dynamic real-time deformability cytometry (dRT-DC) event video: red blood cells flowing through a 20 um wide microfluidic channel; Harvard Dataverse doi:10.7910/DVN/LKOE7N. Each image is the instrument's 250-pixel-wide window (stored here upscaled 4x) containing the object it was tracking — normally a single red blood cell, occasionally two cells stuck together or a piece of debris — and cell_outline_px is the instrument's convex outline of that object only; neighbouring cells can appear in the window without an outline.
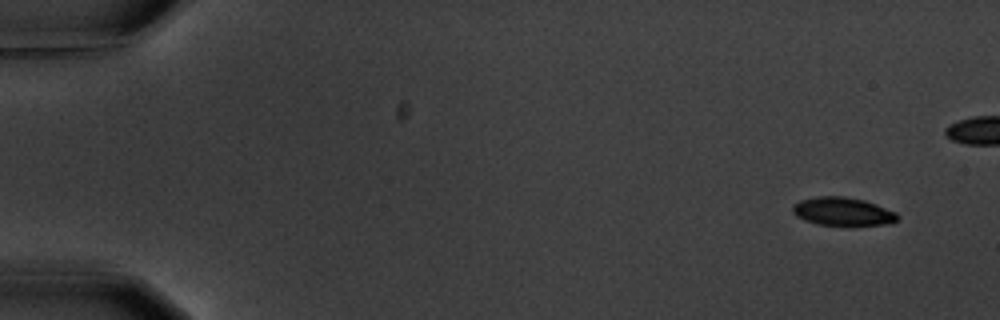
{"species": "common noctule bat (a hibernating species)", "species_latin": "Nyctalus noctula", "temperature_condition": "warm", "stored_images_in_passage": 5, "camera_frame_rate_fps": 3000, "um_per_image_px": 0.085, "animal": {"sex": "male", "body_mass_g": 20.1, "forearm_length_mm": 53.5}, "frame": {"image": 1, "passage_image": 1, "time_ms": 0.0, "image_size_px": [1000, 320], "cell_outline_px": [[900, 216], [892, 224], [848, 228], [816, 224], [804, 220], [796, 216], [792, 212], [792, 204], [800, 200], [820, 196], [844, 196], [864, 200], [876, 204], [896, 212]], "centroid_in_image_um": [71.66, 18.03], "position_along_channel_um": 13.3, "area_um2": 18.21}}